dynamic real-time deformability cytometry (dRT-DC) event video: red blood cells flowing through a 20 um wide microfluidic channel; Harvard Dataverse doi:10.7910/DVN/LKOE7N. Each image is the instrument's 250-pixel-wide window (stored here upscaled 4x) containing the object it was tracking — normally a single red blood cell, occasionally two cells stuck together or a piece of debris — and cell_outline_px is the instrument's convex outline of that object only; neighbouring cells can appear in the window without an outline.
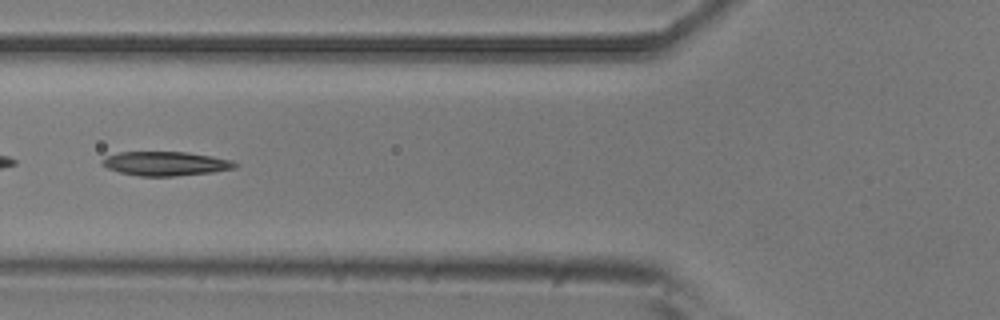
{"species": "common noctule bat (a hibernating species)", "species_latin": "Nyctalus noctula", "temperature_condition": "room temperature", "stored_images_in_passage": 41, "camera_frame_rate_fps": 3000, "um_per_image_px": 0.085, "animal": {"sex": "male", "body_mass_g": 20.5, "forearm_length_mm": 52.5}, "frame": {"image": 1, "passage_image": 10, "time_ms": 3.0, "image_size_px": [1000, 320], "cell_outline_px": [[240, 164], [236, 168], [212, 172], [176, 176], [140, 176], [120, 172], [108, 168], [100, 164], [100, 160], [108, 156], [120, 152], [188, 152], [212, 156], [232, 160]], "centroid_in_image_um": [14.11, 13.9], "position_along_channel_um": 111.7, "area_um2": 18.73}}
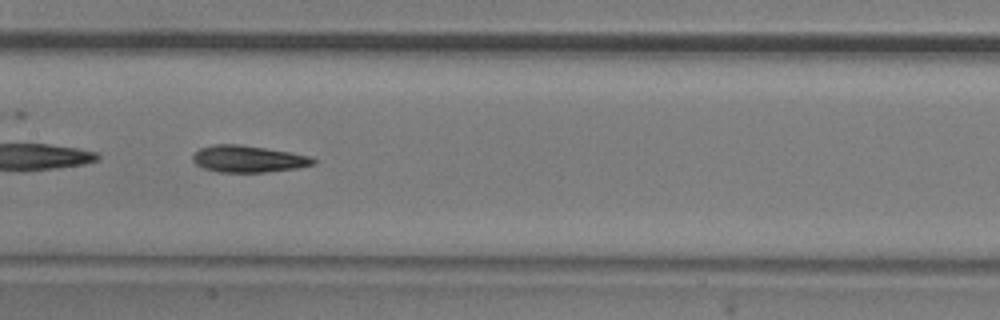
{"frame": {"image": 2, "passage_image": 16, "time_ms": 5.0, "image_size_px": [1000, 320], "cell_outline_px": [[316, 164], [300, 168], [264, 172], [220, 172], [204, 168], [196, 164], [192, 160], [192, 156], [200, 148], [212, 144], [240, 144], [292, 152], [312, 156], [316, 160]], "centroid_in_image_um": [21.15, 13.5], "position_along_channel_um": 186.3, "area_um2": 19.02}}
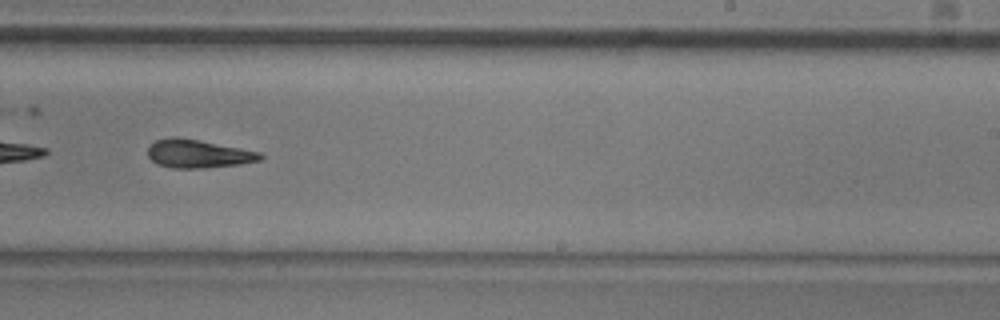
{"frame": {"image": 3, "passage_image": 23, "time_ms": 7.333, "image_size_px": [1000, 320], "cell_outline_px": [[264, 160], [240, 164], [204, 168], [172, 168], [156, 164], [148, 156], [148, 148], [156, 140], [172, 136], [176, 136], [240, 148], [260, 152], [264, 156]], "centroid_in_image_um": [16.85, 13.08], "position_along_channel_um": 272.1, "area_um2": 18.55}}